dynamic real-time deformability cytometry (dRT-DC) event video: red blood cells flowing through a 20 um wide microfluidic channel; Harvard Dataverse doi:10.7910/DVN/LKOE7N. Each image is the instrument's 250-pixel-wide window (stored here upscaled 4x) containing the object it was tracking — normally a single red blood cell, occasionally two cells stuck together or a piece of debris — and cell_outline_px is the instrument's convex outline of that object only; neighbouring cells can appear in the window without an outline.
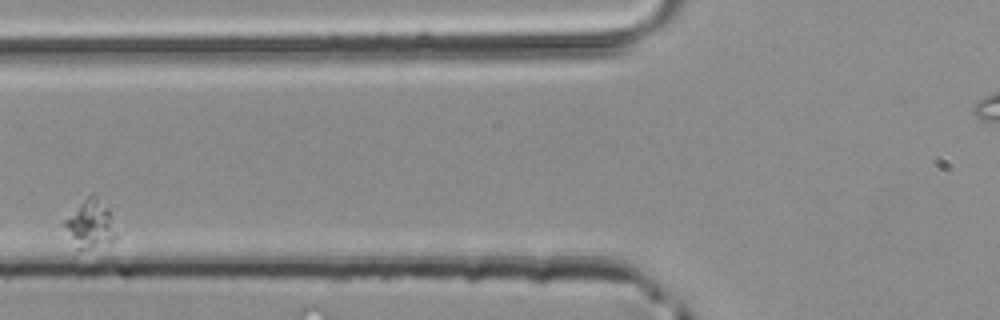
{"species": "common noctule bat (a hibernating species)", "species_latin": "Nyctalus noctula", "temperature_condition": "room temperature", "stored_images_in_passage": 4, "segment_of_instrument_passage": [2, 2], "camera_frame_rate_fps": 3000, "um_per_image_px": 0.085, "animal": {"sex": "male", "body_mass_g": 20.4}, "frame": {"image": 1, "passage_image": 4, "time_ms": 1.0, "image_size_px": [1000, 320], "cell_outline_px": [[120, 236], [116, 240], [80, 252], [76, 252], [60, 224], [92, 192], [96, 192], [108, 212]], "centroid_in_image_um": [7.64, 19.12], "position_along_channel_um": 118.2, "area_um2": 15.09}}